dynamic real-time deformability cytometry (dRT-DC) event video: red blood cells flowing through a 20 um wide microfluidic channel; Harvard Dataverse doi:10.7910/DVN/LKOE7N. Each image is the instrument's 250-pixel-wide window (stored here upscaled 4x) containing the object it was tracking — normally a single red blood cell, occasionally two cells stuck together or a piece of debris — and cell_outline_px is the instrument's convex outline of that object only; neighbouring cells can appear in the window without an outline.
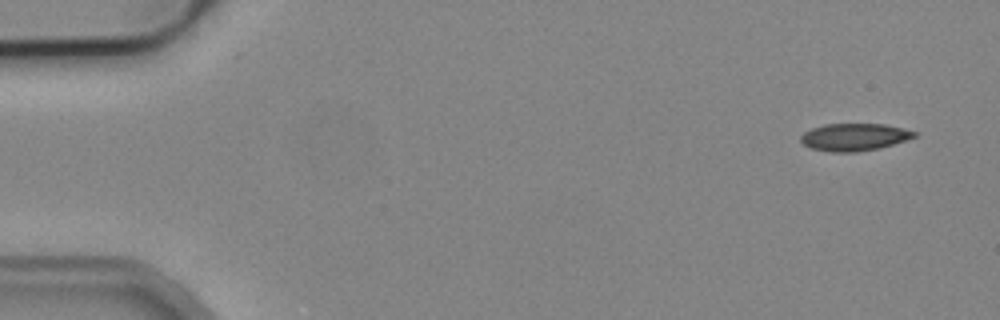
{"species": "common noctule bat (a hibernating species)", "species_latin": "Nyctalus noctula", "temperature_condition": "cold", "stored_images_in_passage": 7, "camera_frame_rate_fps": 3000, "um_per_image_px": 0.085, "animal": {"sex": "male", "body_mass_g": 19.2, "forearm_length_mm": 51.8}, "frame": {"image": 1, "passage_image": 1, "time_ms": 0.0, "image_size_px": [1000, 320], "cell_outline_px": [[916, 136], [880, 148], [856, 152], [832, 152], [812, 148], [804, 144], [800, 140], [800, 136], [804, 132], [812, 128], [824, 124], [884, 124], [916, 132]], "centroid_in_image_um": [72.57, 11.65], "position_along_channel_um": 12.4, "area_um2": 17.86}}
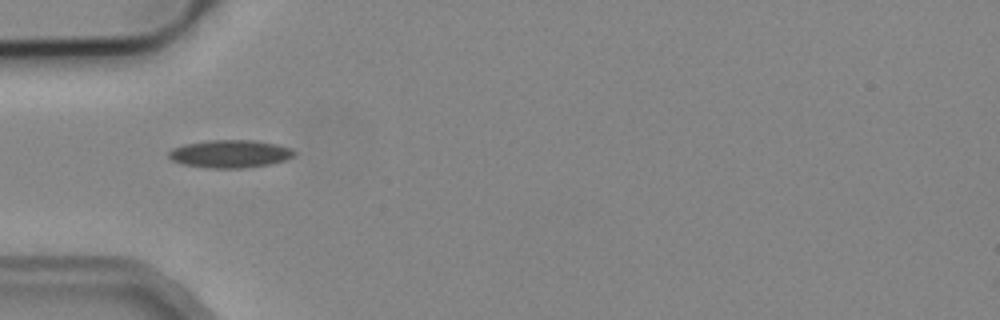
{"frame": {"image": 2, "passage_image": 5, "time_ms": 4.667, "image_size_px": [1000, 320], "cell_outline_px": [[296, 152], [292, 156], [284, 160], [272, 164], [244, 168], [204, 168], [180, 164], [172, 160], [168, 156], [168, 152], [172, 148], [184, 144], [208, 140], [252, 140], [276, 144], [288, 148]], "centroid_in_image_um": [19.49, 13.08], "position_along_channel_um": 65.5, "area_um2": 20.4}}